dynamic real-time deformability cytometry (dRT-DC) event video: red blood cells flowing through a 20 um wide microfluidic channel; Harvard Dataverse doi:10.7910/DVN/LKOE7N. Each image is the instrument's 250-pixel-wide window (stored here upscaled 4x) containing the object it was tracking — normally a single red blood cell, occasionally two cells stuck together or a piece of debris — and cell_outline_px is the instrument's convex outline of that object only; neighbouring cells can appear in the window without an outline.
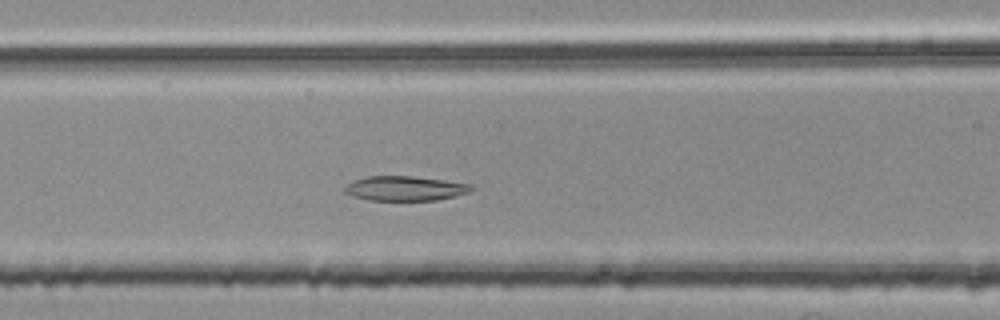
{"species": "common noctule bat (a hibernating species)", "species_latin": "Nyctalus noctula", "temperature_condition": "room temperature", "stored_images_in_passage": 45, "camera_frame_rate_fps": 3000, "um_per_image_px": 0.085, "animal": {"sex": "female", "body_mass_g": 25.1}, "frame": {"image": 1, "passage_image": 17, "time_ms": 5.333, "image_size_px": [1000, 320], "cell_outline_px": [[472, 188], [468, 192], [456, 196], [436, 200], [368, 200], [352, 196], [344, 192], [344, 188], [348, 184], [356, 180], [368, 176], [412, 176], [444, 180], [472, 184]], "centroid_in_image_um": [34.42, 16.01], "position_along_channel_um": 132.2, "area_um2": 18.03}}
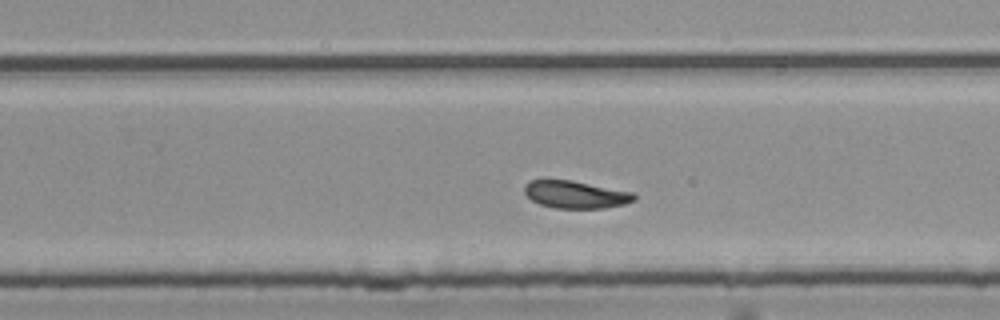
{"frame": {"image": 2, "passage_image": 29, "time_ms": 9.333, "image_size_px": [1000, 320], "cell_outline_px": [[636, 200], [624, 204], [604, 208], [556, 208], [540, 204], [532, 200], [524, 192], [524, 184], [528, 180], [572, 180], [636, 192]], "centroid_in_image_um": [48.96, 16.52], "position_along_channel_um": 280.8, "area_um2": 17.74}}
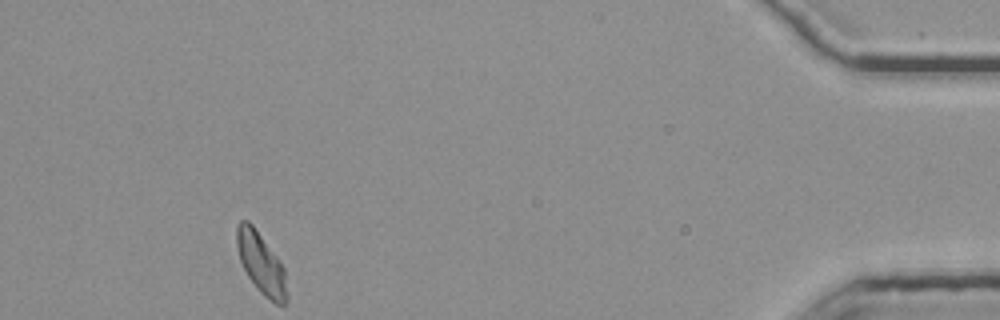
{"frame": {"image": 3, "passage_image": 45, "time_ms": 14.667, "image_size_px": [1000, 320], "cell_outline_px": [[288, 296], [284, 304], [276, 304], [264, 296], [256, 288], [248, 276], [240, 260], [236, 244], [236, 224], [240, 220], [248, 220], [252, 224], [280, 260], [284, 268]], "centroid_in_image_um": [22.19, 22.37], "position_along_channel_um": 413.0, "area_um2": 17.92}, "authors_computed_cell_mechanics": {"area_um2": 18.3226, "velocity_mm_per_s": 3.7455, "shape_relaxation_time_tau1_ms": 8.2578, "shape_relaxation_time_tau2_ms": 3.5158, "deformation_change_tau1": 0.1508, "deformation_change_tau2": 0.0936}}